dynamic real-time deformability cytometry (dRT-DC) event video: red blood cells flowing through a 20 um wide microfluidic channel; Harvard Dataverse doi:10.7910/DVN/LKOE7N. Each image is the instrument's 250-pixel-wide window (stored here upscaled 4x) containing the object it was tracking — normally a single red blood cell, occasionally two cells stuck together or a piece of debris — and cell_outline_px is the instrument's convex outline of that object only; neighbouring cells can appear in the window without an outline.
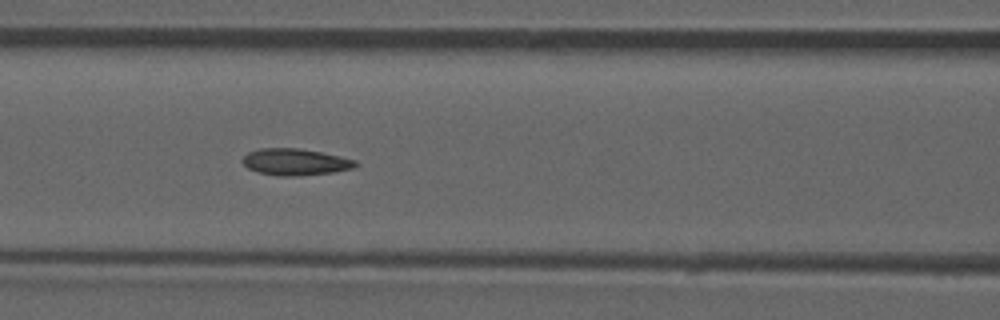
{"species": "common noctule bat (a hibernating species)", "species_latin": "Nyctalus noctula", "temperature_condition": "room temperature", "stored_images_in_passage": 53, "camera_frame_rate_fps": 3000, "um_per_image_px": 0.085, "animal": {"sex": "male", "forearm_length_mm": 52.5}, "frame": {"image": 1, "passage_image": 23, "time_ms": 7.333, "image_size_px": [1000, 320], "cell_outline_px": [[360, 164], [352, 168], [332, 172], [296, 176], [280, 176], [260, 172], [248, 168], [240, 160], [248, 152], [260, 148], [300, 148], [340, 156], [356, 160]], "centroid_in_image_um": [25.1, 13.76], "position_along_channel_um": 141.5, "area_um2": 17.46}, "authors_computed_cell_mechanics": {"area_um2": 17.1666, "velocity_mm_per_s": 3.8929, "shape_relaxation_time_tau1_ms": null, "shape_relaxation_time_tau2_ms": 3.3464, "deformation_change_tau1": null, "deformation_change_tau2": 0.0904}}